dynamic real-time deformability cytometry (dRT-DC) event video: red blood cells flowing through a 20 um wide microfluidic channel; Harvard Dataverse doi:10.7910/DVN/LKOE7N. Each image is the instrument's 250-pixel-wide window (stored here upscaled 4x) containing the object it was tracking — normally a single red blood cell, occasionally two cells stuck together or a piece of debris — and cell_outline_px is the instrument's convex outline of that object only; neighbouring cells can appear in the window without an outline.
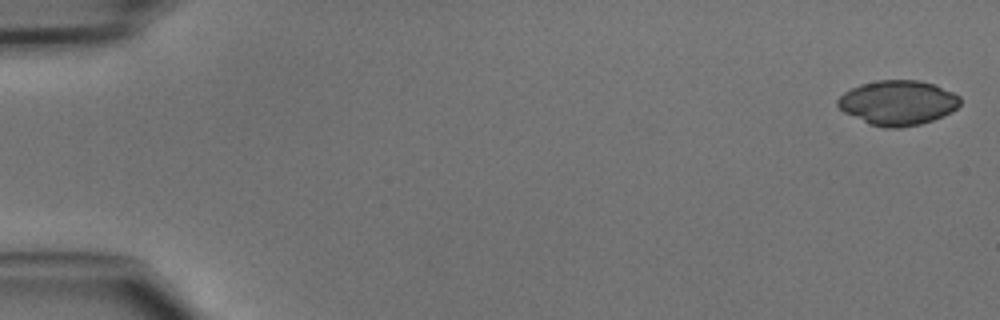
{"species": "common noctule bat (a hibernating species)", "species_latin": "Nyctalus noctula", "temperature_condition": "cold", "stored_images_in_passage": 9, "camera_frame_rate_fps": 3000, "um_per_image_px": 0.085, "animal": {"sex": "male", "body_mass_g": 15.6}, "frame": {"image": 1, "passage_image": 1, "time_ms": 0.0, "image_size_px": [1000, 320], "cell_outline_px": [[960, 104], [952, 112], [944, 116], [920, 124], [900, 128], [884, 128], [868, 124], [844, 112], [836, 104], [836, 100], [844, 92], [860, 84], [876, 80], [920, 80], [932, 84], [952, 92], [960, 96]], "centroid_in_image_um": [76.3, 8.74], "position_along_channel_um": 8.7, "area_um2": 32.02}}